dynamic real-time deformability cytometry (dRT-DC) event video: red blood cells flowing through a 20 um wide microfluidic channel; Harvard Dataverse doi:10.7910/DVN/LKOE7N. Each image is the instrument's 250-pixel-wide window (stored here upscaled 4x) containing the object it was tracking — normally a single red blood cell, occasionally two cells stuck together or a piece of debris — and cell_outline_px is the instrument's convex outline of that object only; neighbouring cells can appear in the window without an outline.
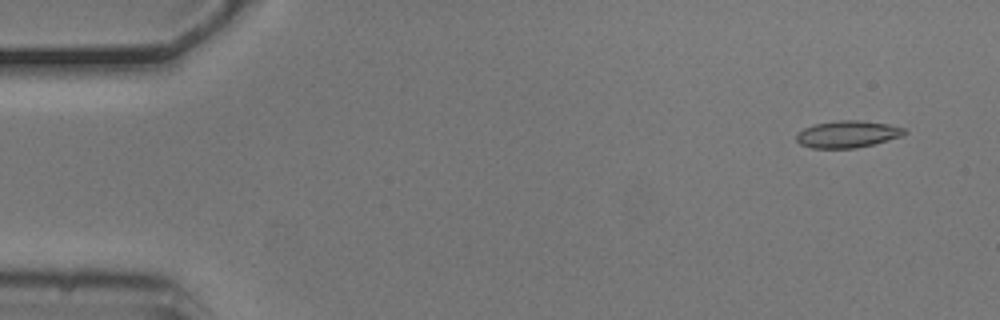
{"species": "common noctule bat (a hibernating species)", "species_latin": "Nyctalus noctula", "temperature_condition": "cold", "stored_images_in_passage": 4, "camera_frame_rate_fps": 3000, "um_per_image_px": 0.085, "animal": {"sex": "male", "body_mass_g": 20.5, "forearm_length_mm": 52.5}, "frame": {"image": 1, "passage_image": 1, "time_ms": 0.0, "image_size_px": [1000, 320], "cell_outline_px": [[908, 132], [904, 136], [856, 148], [812, 148], [800, 144], [796, 140], [796, 132], [804, 128], [816, 124], [840, 120], [860, 120], [888, 124], [904, 128]], "centroid_in_image_um": [72.05, 11.4], "position_along_channel_um": 13.0, "area_um2": 16.99}}